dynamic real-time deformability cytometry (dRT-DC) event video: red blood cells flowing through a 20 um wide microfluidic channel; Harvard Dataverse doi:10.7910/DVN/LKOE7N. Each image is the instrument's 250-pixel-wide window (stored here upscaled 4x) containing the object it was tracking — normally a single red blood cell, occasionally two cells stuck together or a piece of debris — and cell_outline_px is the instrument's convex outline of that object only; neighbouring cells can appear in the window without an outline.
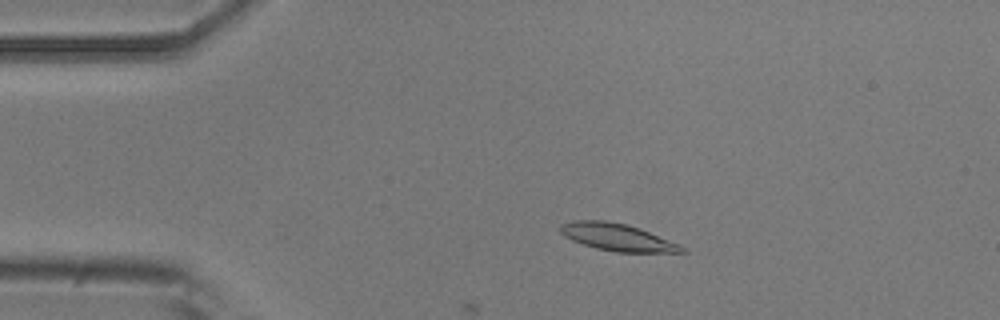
{"species": "common noctule bat (a hibernating species)", "species_latin": "Nyctalus noctula", "temperature_condition": "room temperature", "stored_images_in_passage": 28, "camera_frame_rate_fps": 3000, "um_per_image_px": 0.085, "animal": {"sex": "male", "body_mass_g": 20.5, "forearm_length_mm": 52.5}, "frame": {"image": 1, "passage_image": 9, "time_ms": 2.667, "image_size_px": [1000, 320], "cell_outline_px": [[688, 252], [616, 252], [596, 248], [572, 240], [564, 236], [560, 232], [560, 224], [572, 220], [604, 220], [628, 224], [640, 228], [680, 244]], "centroid_in_image_um": [52.46, 20.15], "position_along_channel_um": 32.5, "area_um2": 19.31}}
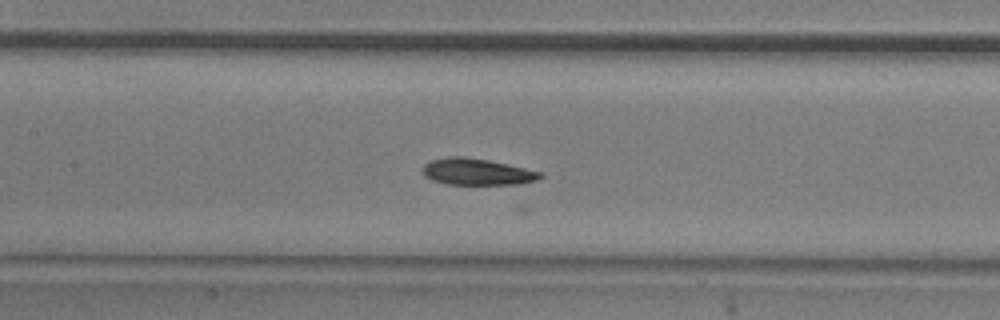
{"frame": {"image": 2, "passage_image": 23, "time_ms": 7.333, "image_size_px": [1000, 320], "cell_outline_px": [[544, 176], [536, 180], [520, 184], [444, 184], [432, 180], [424, 176], [424, 164], [428, 160], [448, 156], [464, 156], [488, 160], [508, 164], [544, 172]], "centroid_in_image_um": [40.55, 14.59], "position_along_channel_um": 166.8, "area_um2": 18.38}}
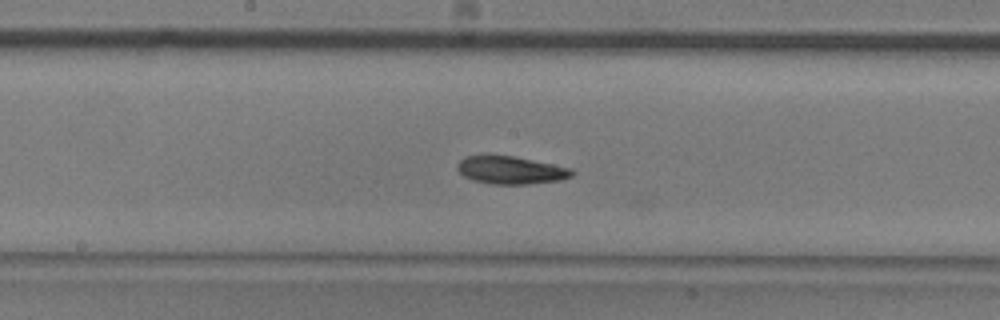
{"frame": {"image": 3, "passage_image": 26, "time_ms": 8.333, "image_size_px": [1000, 320], "cell_outline_px": [[576, 172], [572, 176], [560, 180], [528, 184], [492, 184], [472, 180], [464, 176], [456, 168], [460, 160], [464, 156], [488, 152], [512, 156], [572, 168]], "centroid_in_image_um": [43.36, 14.42], "position_along_channel_um": 204.8, "area_um2": 19.07}}